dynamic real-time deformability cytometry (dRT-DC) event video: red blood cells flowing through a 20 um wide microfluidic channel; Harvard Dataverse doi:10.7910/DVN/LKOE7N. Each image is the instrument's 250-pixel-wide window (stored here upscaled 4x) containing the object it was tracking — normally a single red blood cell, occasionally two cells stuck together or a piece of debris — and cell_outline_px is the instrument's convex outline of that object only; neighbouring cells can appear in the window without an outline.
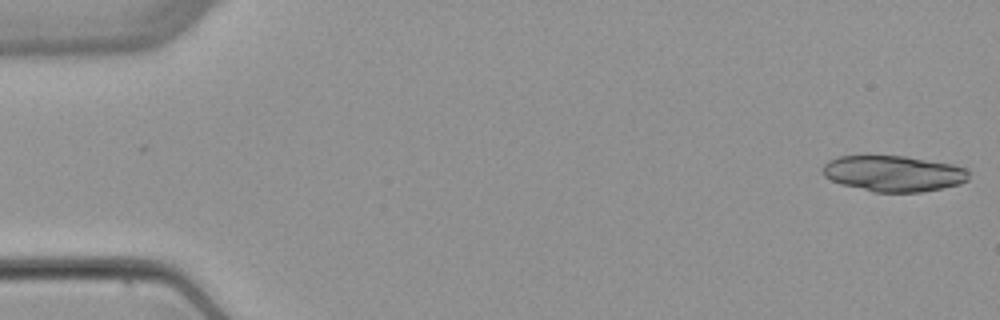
{"species": "common noctule bat (a hibernating species)", "species_latin": "Nyctalus noctula", "temperature_condition": "warm", "stored_images_in_passage": 5, "camera_frame_rate_fps": 3000, "um_per_image_px": 0.085, "animal": {"sex": "female", "body_mass_g": 22.7, "forearm_length_mm": 54.2}, "frame": {"image": 1, "passage_image": 1, "time_ms": 0.0, "image_size_px": [1000, 320], "cell_outline_px": [[968, 180], [960, 184], [944, 188], [920, 192], [872, 192], [840, 184], [824, 176], [824, 164], [828, 160], [840, 156], [904, 156], [952, 164], [968, 168]], "centroid_in_image_um": [75.97, 14.76], "position_along_channel_um": 9.0, "area_um2": 30.63}}